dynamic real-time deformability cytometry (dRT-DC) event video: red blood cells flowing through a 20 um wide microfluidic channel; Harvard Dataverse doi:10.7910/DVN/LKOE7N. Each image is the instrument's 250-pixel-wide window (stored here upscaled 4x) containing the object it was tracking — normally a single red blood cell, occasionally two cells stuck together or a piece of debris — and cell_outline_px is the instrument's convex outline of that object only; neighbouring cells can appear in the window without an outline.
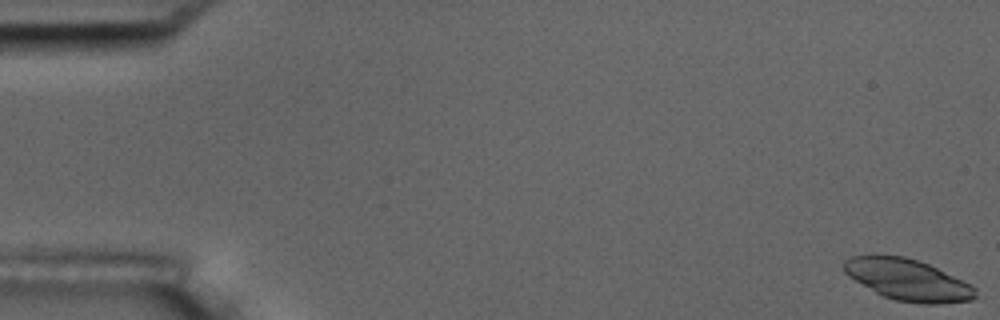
{"species": "common noctule bat (a hibernating species)", "species_latin": "Nyctalus noctula", "temperature_condition": "room temperature", "stored_images_in_passage": 56, "camera_frame_rate_fps": 3000, "um_per_image_px": 0.085, "animal": {"sex": "male", "body_mass_g": 17.5, "forearm_length_mm": 52.3}, "frame": {"image": 1, "passage_image": 1, "time_ms": 0.0, "image_size_px": [1000, 320], "cell_outline_px": [[976, 296], [972, 300], [940, 304], [924, 304], [896, 300], [884, 296], [876, 292], [848, 276], [844, 272], [844, 260], [852, 256], [876, 252], [904, 256], [928, 264], [972, 284], [976, 288]], "centroid_in_image_um": [77.14, 23.75], "position_along_channel_um": 7.9, "area_um2": 32.08}}
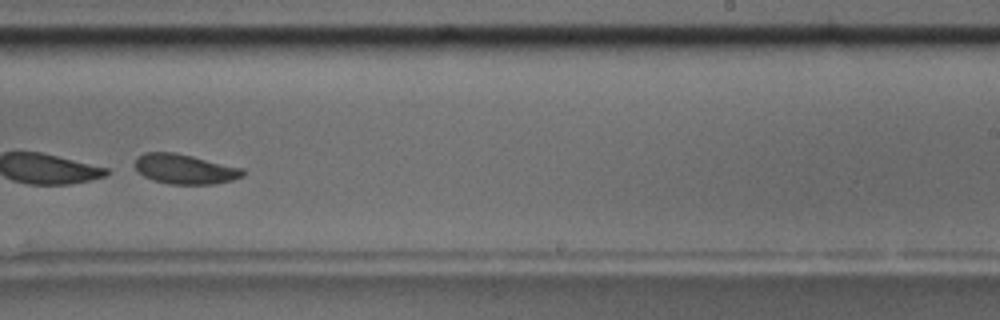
{"frame": {"image": 2, "passage_image": 36, "time_ms": 11.667, "image_size_px": [1000, 320], "cell_outline_px": [[248, 172], [244, 176], [232, 180], [212, 184], [172, 184], [152, 180], [144, 176], [136, 168], [136, 156], [144, 152], [176, 152], [244, 168]], "centroid_in_image_um": [15.76, 14.36], "position_along_channel_um": 273.2, "area_um2": 18.9}}